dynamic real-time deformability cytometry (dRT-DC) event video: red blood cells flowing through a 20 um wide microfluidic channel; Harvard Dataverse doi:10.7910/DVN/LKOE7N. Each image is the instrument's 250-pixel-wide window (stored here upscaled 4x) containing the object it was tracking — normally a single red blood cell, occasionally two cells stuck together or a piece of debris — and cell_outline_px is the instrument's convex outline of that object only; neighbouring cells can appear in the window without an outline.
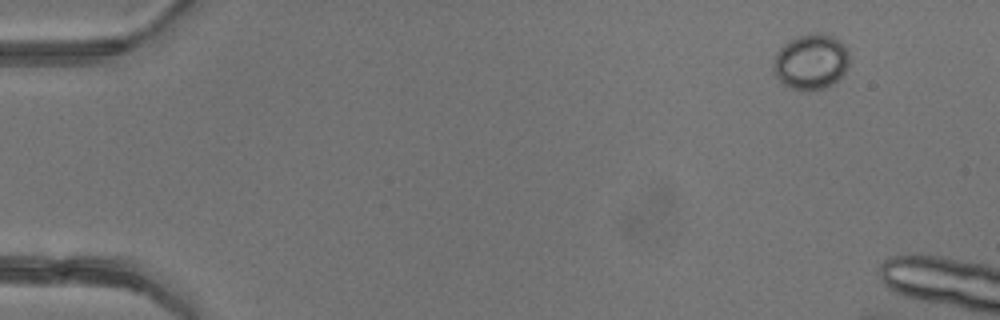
{"species": "common noctule bat (a hibernating species)", "species_latin": "Nyctalus noctula", "temperature_condition": "warm", "stored_images_in_passage": 6, "camera_frame_rate_fps": 3000, "um_per_image_px": 0.085, "animal": {"sex": "female"}, "frame": {"image": 1, "passage_image": 1, "time_ms": 0.0, "image_size_px": [1000, 320], "cell_outline_px": [[848, 64], [844, 72], [832, 84], [824, 88], [812, 92], [804, 92], [792, 88], [784, 84], [772, 72], [772, 60], [776, 52], [784, 44], [796, 36], [812, 32], [820, 32], [832, 36], [840, 40], [848, 48]], "centroid_in_image_um": [68.9, 5.24], "position_along_channel_um": 16.1, "area_um2": 25.03}}